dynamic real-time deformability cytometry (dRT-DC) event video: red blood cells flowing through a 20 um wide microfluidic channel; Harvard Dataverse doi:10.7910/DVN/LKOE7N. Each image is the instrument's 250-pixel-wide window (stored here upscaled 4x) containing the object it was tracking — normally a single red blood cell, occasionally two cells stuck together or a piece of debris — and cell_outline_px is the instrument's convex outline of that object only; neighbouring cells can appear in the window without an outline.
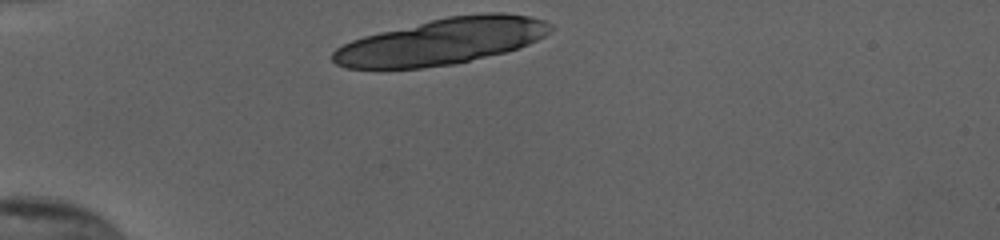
{"species": "human", "species_latin": "Homo sapiens", "temperature_condition": "cold", "stored_images_in_passage": 19, "camera_frame_rate_fps": 3000, "um_per_image_px": 0.085, "donor": {"sex": "female"}, "frame": {"image": 1, "passage_image": 1, "time_ms": 0.0, "image_size_px": [1000, 240], "cell_outline_px": [[552, 28], [544, 36], [528, 44], [504, 52], [456, 64], [420, 68], [348, 68], [336, 64], [332, 60], [332, 52], [336, 48], [352, 40], [364, 36], [380, 32], [448, 16], [488, 12], [504, 12], [528, 16], [544, 20], [552, 24]], "centroid_in_image_um": [37.56, 3.52], "position_along_channel_um": 47.4, "area_um2": 58.2}}